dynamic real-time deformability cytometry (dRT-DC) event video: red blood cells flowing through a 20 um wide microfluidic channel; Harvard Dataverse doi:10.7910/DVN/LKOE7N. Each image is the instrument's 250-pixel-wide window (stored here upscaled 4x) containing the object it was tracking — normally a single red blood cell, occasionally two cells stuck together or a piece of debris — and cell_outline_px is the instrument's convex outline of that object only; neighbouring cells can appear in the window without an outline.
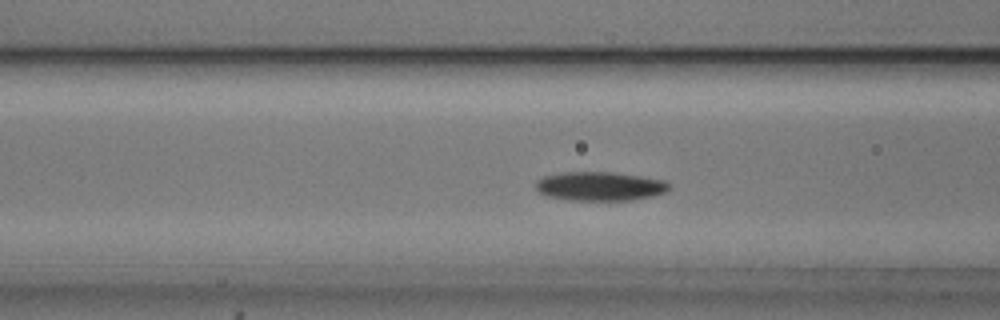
{"species": "common noctule bat (a hibernating species)", "species_latin": "Nyctalus noctula", "temperature_condition": "cold", "stored_images_in_passage": 44, "camera_frame_rate_fps": 3000, "um_per_image_px": 0.085, "animal": {"sex": "male", "body_mass_g": 20.5, "forearm_length_mm": 52.5}, "frame": {"image": 1, "passage_image": 11, "time_ms": 3.333, "image_size_px": [1000, 320], "cell_outline_px": [[672, 188], [668, 192], [652, 196], [632, 200], [568, 200], [548, 196], [540, 192], [536, 188], [536, 180], [544, 176], [564, 172], [612, 172], [640, 176], [664, 180], [672, 184]], "centroid_in_image_um": [51.05, 15.83], "position_along_channel_um": 115.6, "area_um2": 22.66}}
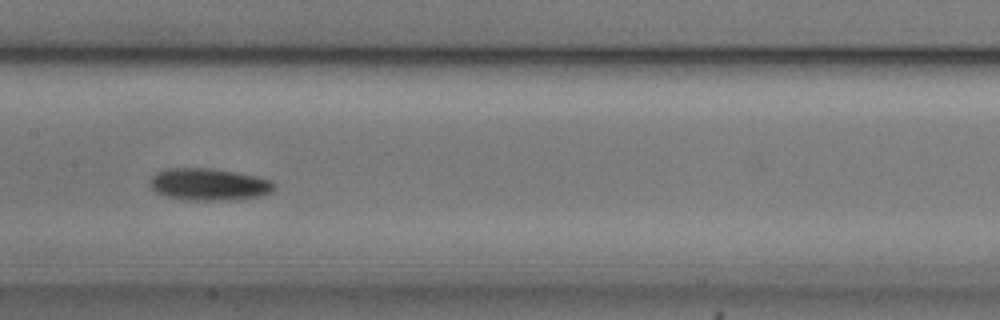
{"frame": {"image": 2, "passage_image": 17, "time_ms": 5.333, "image_size_px": [1000, 320], "cell_outline_px": [[276, 188], [272, 192], [260, 196], [228, 200], [188, 200], [168, 196], [156, 192], [148, 184], [152, 176], [156, 172], [164, 168], [212, 168], [256, 176], [272, 180], [276, 184]], "centroid_in_image_um": [17.77, 15.66], "position_along_channel_um": 189.6, "area_um2": 23.35}}
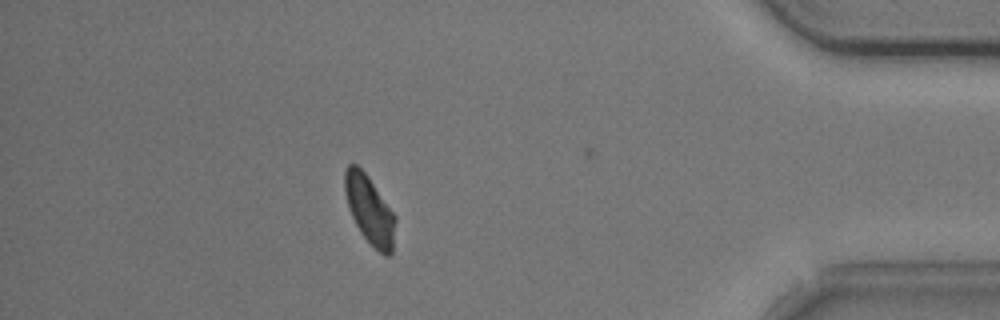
{"frame": {"image": 3, "passage_image": 38, "time_ms": 12.333, "image_size_px": [1000, 320], "cell_outline_px": [[396, 220], [392, 252], [388, 256], [384, 256], [360, 232], [348, 208], [344, 192], [344, 172], [348, 164], [356, 164], [368, 176], [396, 216]], "centroid_in_image_um": [31.4, 17.82], "position_along_channel_um": 403.8, "area_um2": 20.0}, "authors_computed_cell_mechanics": {"area_um2": 21.4727, "velocity_mm_per_s": 3.6924, "shape_relaxation_time_tau1_ms": 2.9731, "shape_relaxation_time_tau2_ms": null, "deformation_change_tau1": 0.1021, "deformation_change_tau2": null}}